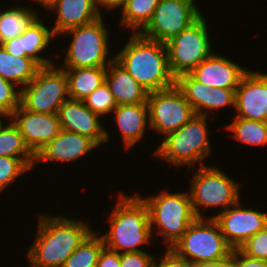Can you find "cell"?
Wrapping results in <instances>:
<instances>
[{
  "label": "cell",
  "mask_w": 267,
  "mask_h": 267,
  "mask_svg": "<svg viewBox=\"0 0 267 267\" xmlns=\"http://www.w3.org/2000/svg\"><path fill=\"white\" fill-rule=\"evenodd\" d=\"M63 215L38 214L35 240L26 252L28 267H63L67 258L93 231L83 220Z\"/></svg>",
  "instance_id": "obj_1"
},
{
  "label": "cell",
  "mask_w": 267,
  "mask_h": 267,
  "mask_svg": "<svg viewBox=\"0 0 267 267\" xmlns=\"http://www.w3.org/2000/svg\"><path fill=\"white\" fill-rule=\"evenodd\" d=\"M131 35L127 44L115 52V60L148 92L173 87L176 78L169 67L166 44L140 33Z\"/></svg>",
  "instance_id": "obj_2"
},
{
  "label": "cell",
  "mask_w": 267,
  "mask_h": 267,
  "mask_svg": "<svg viewBox=\"0 0 267 267\" xmlns=\"http://www.w3.org/2000/svg\"><path fill=\"white\" fill-rule=\"evenodd\" d=\"M118 198L108 218L110 228L101 234L104 246L120 254L144 251L140 247L153 239L147 206L138 194L120 192Z\"/></svg>",
  "instance_id": "obj_3"
},
{
  "label": "cell",
  "mask_w": 267,
  "mask_h": 267,
  "mask_svg": "<svg viewBox=\"0 0 267 267\" xmlns=\"http://www.w3.org/2000/svg\"><path fill=\"white\" fill-rule=\"evenodd\" d=\"M209 117L195 114L178 130L166 134L159 147L153 150L154 156L167 161L175 167L206 166V157L212 150L210 143L208 119Z\"/></svg>",
  "instance_id": "obj_4"
},
{
  "label": "cell",
  "mask_w": 267,
  "mask_h": 267,
  "mask_svg": "<svg viewBox=\"0 0 267 267\" xmlns=\"http://www.w3.org/2000/svg\"><path fill=\"white\" fill-rule=\"evenodd\" d=\"M148 196L142 199L149 212L152 235L156 231V236L163 237L166 249H170L197 218L192 209L190 195L188 191L170 193L162 190L157 195Z\"/></svg>",
  "instance_id": "obj_5"
},
{
  "label": "cell",
  "mask_w": 267,
  "mask_h": 267,
  "mask_svg": "<svg viewBox=\"0 0 267 267\" xmlns=\"http://www.w3.org/2000/svg\"><path fill=\"white\" fill-rule=\"evenodd\" d=\"M104 20L103 15L92 23L68 29L58 36H72L64 51L61 68L107 67L115 59L109 46L111 32Z\"/></svg>",
  "instance_id": "obj_6"
},
{
  "label": "cell",
  "mask_w": 267,
  "mask_h": 267,
  "mask_svg": "<svg viewBox=\"0 0 267 267\" xmlns=\"http://www.w3.org/2000/svg\"><path fill=\"white\" fill-rule=\"evenodd\" d=\"M193 174L189 195L197 218L208 217L207 213L204 217V208L219 207L221 212L236 204L242 197L239 192L240 184L217 166H199Z\"/></svg>",
  "instance_id": "obj_7"
},
{
  "label": "cell",
  "mask_w": 267,
  "mask_h": 267,
  "mask_svg": "<svg viewBox=\"0 0 267 267\" xmlns=\"http://www.w3.org/2000/svg\"><path fill=\"white\" fill-rule=\"evenodd\" d=\"M178 257L193 263L223 261L232 248L213 218H196L182 237L170 248Z\"/></svg>",
  "instance_id": "obj_8"
},
{
  "label": "cell",
  "mask_w": 267,
  "mask_h": 267,
  "mask_svg": "<svg viewBox=\"0 0 267 267\" xmlns=\"http://www.w3.org/2000/svg\"><path fill=\"white\" fill-rule=\"evenodd\" d=\"M69 99L67 75L64 69L52 64L40 67L35 77L21 89L20 104L34 113L57 114Z\"/></svg>",
  "instance_id": "obj_9"
},
{
  "label": "cell",
  "mask_w": 267,
  "mask_h": 267,
  "mask_svg": "<svg viewBox=\"0 0 267 267\" xmlns=\"http://www.w3.org/2000/svg\"><path fill=\"white\" fill-rule=\"evenodd\" d=\"M207 24L202 15L190 27L165 43L169 67L175 78L190 73L214 52Z\"/></svg>",
  "instance_id": "obj_10"
},
{
  "label": "cell",
  "mask_w": 267,
  "mask_h": 267,
  "mask_svg": "<svg viewBox=\"0 0 267 267\" xmlns=\"http://www.w3.org/2000/svg\"><path fill=\"white\" fill-rule=\"evenodd\" d=\"M196 0H160L152 19L140 34L148 39L166 43L190 27L203 13Z\"/></svg>",
  "instance_id": "obj_11"
},
{
  "label": "cell",
  "mask_w": 267,
  "mask_h": 267,
  "mask_svg": "<svg viewBox=\"0 0 267 267\" xmlns=\"http://www.w3.org/2000/svg\"><path fill=\"white\" fill-rule=\"evenodd\" d=\"M146 103L150 129L163 137L178 130L195 115L192 106L176 85L149 92Z\"/></svg>",
  "instance_id": "obj_12"
},
{
  "label": "cell",
  "mask_w": 267,
  "mask_h": 267,
  "mask_svg": "<svg viewBox=\"0 0 267 267\" xmlns=\"http://www.w3.org/2000/svg\"><path fill=\"white\" fill-rule=\"evenodd\" d=\"M240 199L224 211L207 218H213L219 225L221 233L232 249L239 247L251 236L267 226V212L244 208Z\"/></svg>",
  "instance_id": "obj_13"
},
{
  "label": "cell",
  "mask_w": 267,
  "mask_h": 267,
  "mask_svg": "<svg viewBox=\"0 0 267 267\" xmlns=\"http://www.w3.org/2000/svg\"><path fill=\"white\" fill-rule=\"evenodd\" d=\"M236 117L267 122V73L249 69L235 90Z\"/></svg>",
  "instance_id": "obj_14"
},
{
  "label": "cell",
  "mask_w": 267,
  "mask_h": 267,
  "mask_svg": "<svg viewBox=\"0 0 267 267\" xmlns=\"http://www.w3.org/2000/svg\"><path fill=\"white\" fill-rule=\"evenodd\" d=\"M9 118L18 127L26 146L34 155L61 131L58 114L34 113L21 104Z\"/></svg>",
  "instance_id": "obj_15"
},
{
  "label": "cell",
  "mask_w": 267,
  "mask_h": 267,
  "mask_svg": "<svg viewBox=\"0 0 267 267\" xmlns=\"http://www.w3.org/2000/svg\"><path fill=\"white\" fill-rule=\"evenodd\" d=\"M57 114L61 130L86 136L99 147L109 142L110 133L102 125V117L92 112L83 101L69 99L60 106Z\"/></svg>",
  "instance_id": "obj_16"
},
{
  "label": "cell",
  "mask_w": 267,
  "mask_h": 267,
  "mask_svg": "<svg viewBox=\"0 0 267 267\" xmlns=\"http://www.w3.org/2000/svg\"><path fill=\"white\" fill-rule=\"evenodd\" d=\"M41 17H37L18 38L7 40L2 45L14 56L29 57L34 60L40 67L54 64L51 57H45V49H49L54 35L52 29L46 26ZM50 28V29H49Z\"/></svg>",
  "instance_id": "obj_17"
},
{
  "label": "cell",
  "mask_w": 267,
  "mask_h": 267,
  "mask_svg": "<svg viewBox=\"0 0 267 267\" xmlns=\"http://www.w3.org/2000/svg\"><path fill=\"white\" fill-rule=\"evenodd\" d=\"M249 69L238 65L225 56L213 52L195 67L190 74L208 87L237 89L243 75Z\"/></svg>",
  "instance_id": "obj_18"
},
{
  "label": "cell",
  "mask_w": 267,
  "mask_h": 267,
  "mask_svg": "<svg viewBox=\"0 0 267 267\" xmlns=\"http://www.w3.org/2000/svg\"><path fill=\"white\" fill-rule=\"evenodd\" d=\"M96 147L99 146L86 136L61 130L53 140L47 142L35 155V165L47 161L64 164L75 162L87 153H91V150L96 149Z\"/></svg>",
  "instance_id": "obj_19"
},
{
  "label": "cell",
  "mask_w": 267,
  "mask_h": 267,
  "mask_svg": "<svg viewBox=\"0 0 267 267\" xmlns=\"http://www.w3.org/2000/svg\"><path fill=\"white\" fill-rule=\"evenodd\" d=\"M48 10L56 15L55 25L51 27L56 37L68 29L92 23L104 14L95 0H56Z\"/></svg>",
  "instance_id": "obj_20"
},
{
  "label": "cell",
  "mask_w": 267,
  "mask_h": 267,
  "mask_svg": "<svg viewBox=\"0 0 267 267\" xmlns=\"http://www.w3.org/2000/svg\"><path fill=\"white\" fill-rule=\"evenodd\" d=\"M112 113L125 149L135 146L150 130L147 103L117 105Z\"/></svg>",
  "instance_id": "obj_21"
},
{
  "label": "cell",
  "mask_w": 267,
  "mask_h": 267,
  "mask_svg": "<svg viewBox=\"0 0 267 267\" xmlns=\"http://www.w3.org/2000/svg\"><path fill=\"white\" fill-rule=\"evenodd\" d=\"M105 83L117 105L146 103L148 91L115 59L107 66Z\"/></svg>",
  "instance_id": "obj_22"
},
{
  "label": "cell",
  "mask_w": 267,
  "mask_h": 267,
  "mask_svg": "<svg viewBox=\"0 0 267 267\" xmlns=\"http://www.w3.org/2000/svg\"><path fill=\"white\" fill-rule=\"evenodd\" d=\"M67 79L70 99L83 101L105 83L107 67L62 68Z\"/></svg>",
  "instance_id": "obj_23"
},
{
  "label": "cell",
  "mask_w": 267,
  "mask_h": 267,
  "mask_svg": "<svg viewBox=\"0 0 267 267\" xmlns=\"http://www.w3.org/2000/svg\"><path fill=\"white\" fill-rule=\"evenodd\" d=\"M40 66L29 57L10 54L0 44V76L22 89L34 77Z\"/></svg>",
  "instance_id": "obj_24"
},
{
  "label": "cell",
  "mask_w": 267,
  "mask_h": 267,
  "mask_svg": "<svg viewBox=\"0 0 267 267\" xmlns=\"http://www.w3.org/2000/svg\"><path fill=\"white\" fill-rule=\"evenodd\" d=\"M33 7L10 6L0 11V44L18 38L19 35L38 17Z\"/></svg>",
  "instance_id": "obj_25"
},
{
  "label": "cell",
  "mask_w": 267,
  "mask_h": 267,
  "mask_svg": "<svg viewBox=\"0 0 267 267\" xmlns=\"http://www.w3.org/2000/svg\"><path fill=\"white\" fill-rule=\"evenodd\" d=\"M1 156L20 158L30 169L35 167V155L26 146L18 127L10 118L0 128Z\"/></svg>",
  "instance_id": "obj_26"
},
{
  "label": "cell",
  "mask_w": 267,
  "mask_h": 267,
  "mask_svg": "<svg viewBox=\"0 0 267 267\" xmlns=\"http://www.w3.org/2000/svg\"><path fill=\"white\" fill-rule=\"evenodd\" d=\"M160 0H127L121 10V26L130 28L133 33H140L152 19ZM137 30V31H136Z\"/></svg>",
  "instance_id": "obj_27"
},
{
  "label": "cell",
  "mask_w": 267,
  "mask_h": 267,
  "mask_svg": "<svg viewBox=\"0 0 267 267\" xmlns=\"http://www.w3.org/2000/svg\"><path fill=\"white\" fill-rule=\"evenodd\" d=\"M231 131L232 138L245 145L266 146L267 145V122L247 120L234 116L231 124L224 127Z\"/></svg>",
  "instance_id": "obj_28"
},
{
  "label": "cell",
  "mask_w": 267,
  "mask_h": 267,
  "mask_svg": "<svg viewBox=\"0 0 267 267\" xmlns=\"http://www.w3.org/2000/svg\"><path fill=\"white\" fill-rule=\"evenodd\" d=\"M175 85L190 103L195 114L207 116L210 87L196 80L190 73L178 76Z\"/></svg>",
  "instance_id": "obj_29"
},
{
  "label": "cell",
  "mask_w": 267,
  "mask_h": 267,
  "mask_svg": "<svg viewBox=\"0 0 267 267\" xmlns=\"http://www.w3.org/2000/svg\"><path fill=\"white\" fill-rule=\"evenodd\" d=\"M96 230L92 231L67 258L63 267H97L104 241ZM98 235V236H97Z\"/></svg>",
  "instance_id": "obj_30"
},
{
  "label": "cell",
  "mask_w": 267,
  "mask_h": 267,
  "mask_svg": "<svg viewBox=\"0 0 267 267\" xmlns=\"http://www.w3.org/2000/svg\"><path fill=\"white\" fill-rule=\"evenodd\" d=\"M83 102L98 116H108L117 106L114 96L106 83L95 89Z\"/></svg>",
  "instance_id": "obj_31"
},
{
  "label": "cell",
  "mask_w": 267,
  "mask_h": 267,
  "mask_svg": "<svg viewBox=\"0 0 267 267\" xmlns=\"http://www.w3.org/2000/svg\"><path fill=\"white\" fill-rule=\"evenodd\" d=\"M31 169L20 159L8 156L0 157V194L12 185L14 180Z\"/></svg>",
  "instance_id": "obj_32"
},
{
  "label": "cell",
  "mask_w": 267,
  "mask_h": 267,
  "mask_svg": "<svg viewBox=\"0 0 267 267\" xmlns=\"http://www.w3.org/2000/svg\"><path fill=\"white\" fill-rule=\"evenodd\" d=\"M21 89L0 76V113L10 116L20 106Z\"/></svg>",
  "instance_id": "obj_33"
},
{
  "label": "cell",
  "mask_w": 267,
  "mask_h": 267,
  "mask_svg": "<svg viewBox=\"0 0 267 267\" xmlns=\"http://www.w3.org/2000/svg\"><path fill=\"white\" fill-rule=\"evenodd\" d=\"M239 250L249 257L267 261V226L245 241Z\"/></svg>",
  "instance_id": "obj_34"
},
{
  "label": "cell",
  "mask_w": 267,
  "mask_h": 267,
  "mask_svg": "<svg viewBox=\"0 0 267 267\" xmlns=\"http://www.w3.org/2000/svg\"><path fill=\"white\" fill-rule=\"evenodd\" d=\"M235 90L236 89L210 87L207 102V117L210 116L209 114H211V111L214 113L215 110L219 111L220 108L226 106H232L234 109Z\"/></svg>",
  "instance_id": "obj_35"
},
{
  "label": "cell",
  "mask_w": 267,
  "mask_h": 267,
  "mask_svg": "<svg viewBox=\"0 0 267 267\" xmlns=\"http://www.w3.org/2000/svg\"><path fill=\"white\" fill-rule=\"evenodd\" d=\"M155 255L149 252H129L120 254V267H153Z\"/></svg>",
  "instance_id": "obj_36"
},
{
  "label": "cell",
  "mask_w": 267,
  "mask_h": 267,
  "mask_svg": "<svg viewBox=\"0 0 267 267\" xmlns=\"http://www.w3.org/2000/svg\"><path fill=\"white\" fill-rule=\"evenodd\" d=\"M162 256L158 261L155 258L153 267H193L190 261L178 257L171 249L164 250Z\"/></svg>",
  "instance_id": "obj_37"
},
{
  "label": "cell",
  "mask_w": 267,
  "mask_h": 267,
  "mask_svg": "<svg viewBox=\"0 0 267 267\" xmlns=\"http://www.w3.org/2000/svg\"><path fill=\"white\" fill-rule=\"evenodd\" d=\"M230 256L238 263L239 267H267L266 260L249 257L239 249H232Z\"/></svg>",
  "instance_id": "obj_38"
},
{
  "label": "cell",
  "mask_w": 267,
  "mask_h": 267,
  "mask_svg": "<svg viewBox=\"0 0 267 267\" xmlns=\"http://www.w3.org/2000/svg\"><path fill=\"white\" fill-rule=\"evenodd\" d=\"M97 267H120V253L104 246L100 253Z\"/></svg>",
  "instance_id": "obj_39"
},
{
  "label": "cell",
  "mask_w": 267,
  "mask_h": 267,
  "mask_svg": "<svg viewBox=\"0 0 267 267\" xmlns=\"http://www.w3.org/2000/svg\"><path fill=\"white\" fill-rule=\"evenodd\" d=\"M126 1L127 0H95V3L102 12V8L108 11L117 10L118 8H121Z\"/></svg>",
  "instance_id": "obj_40"
},
{
  "label": "cell",
  "mask_w": 267,
  "mask_h": 267,
  "mask_svg": "<svg viewBox=\"0 0 267 267\" xmlns=\"http://www.w3.org/2000/svg\"><path fill=\"white\" fill-rule=\"evenodd\" d=\"M221 261H205L193 263V267H219Z\"/></svg>",
  "instance_id": "obj_41"
},
{
  "label": "cell",
  "mask_w": 267,
  "mask_h": 267,
  "mask_svg": "<svg viewBox=\"0 0 267 267\" xmlns=\"http://www.w3.org/2000/svg\"><path fill=\"white\" fill-rule=\"evenodd\" d=\"M219 267H239L238 263L229 256L227 259L221 261Z\"/></svg>",
  "instance_id": "obj_42"
},
{
  "label": "cell",
  "mask_w": 267,
  "mask_h": 267,
  "mask_svg": "<svg viewBox=\"0 0 267 267\" xmlns=\"http://www.w3.org/2000/svg\"><path fill=\"white\" fill-rule=\"evenodd\" d=\"M34 1L48 10L56 0H31Z\"/></svg>",
  "instance_id": "obj_43"
},
{
  "label": "cell",
  "mask_w": 267,
  "mask_h": 267,
  "mask_svg": "<svg viewBox=\"0 0 267 267\" xmlns=\"http://www.w3.org/2000/svg\"><path fill=\"white\" fill-rule=\"evenodd\" d=\"M6 117V119H4ZM4 120H9V116L6 114H2L0 113V128L2 127V125L4 124Z\"/></svg>",
  "instance_id": "obj_44"
}]
</instances>
